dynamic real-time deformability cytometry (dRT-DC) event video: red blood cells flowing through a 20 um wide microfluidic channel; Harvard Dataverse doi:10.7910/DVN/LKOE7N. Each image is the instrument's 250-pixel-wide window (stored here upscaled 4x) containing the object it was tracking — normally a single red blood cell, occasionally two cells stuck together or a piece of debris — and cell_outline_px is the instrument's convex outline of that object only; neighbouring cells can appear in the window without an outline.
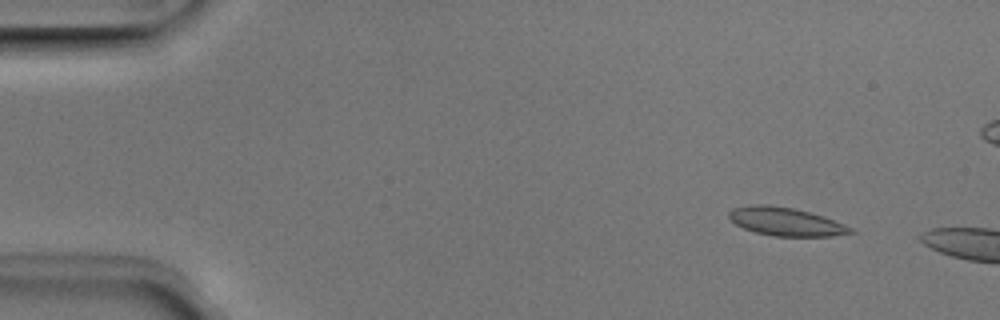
{"species": "Egyptian fruit bat (a non-hibernating species)", "species_latin": "Rousettus aegyptiacus", "temperature_condition": "room temperature", "stored_images_in_passage": 2, "camera_frame_rate_fps": 3000, "um_per_image_px": 0.085, "animal": {"sex": "male"}, "frame": {"image": 1, "passage_image": 1, "time_ms": 0.0, "image_size_px": [1000, 320], "cell_outline_px": [[856, 232], [832, 236], [772, 236], [756, 232], [744, 228], [736, 224], [728, 216], [728, 212], [732, 208], [752, 204], [768, 204], [792, 208], [812, 212], [824, 216], [844, 224], [852, 228]], "centroid_in_image_um": [66.79, 18.83], "position_along_channel_um": 18.2, "area_um2": 20.11}}